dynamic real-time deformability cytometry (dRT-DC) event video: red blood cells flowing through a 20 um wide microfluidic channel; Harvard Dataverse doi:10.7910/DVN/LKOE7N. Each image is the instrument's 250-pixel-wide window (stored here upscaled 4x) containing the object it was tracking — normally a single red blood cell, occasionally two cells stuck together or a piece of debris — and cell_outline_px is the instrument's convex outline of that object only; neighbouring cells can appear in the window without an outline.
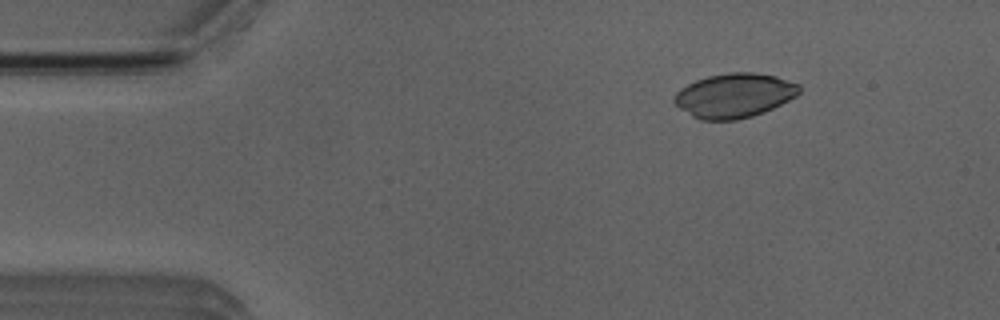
{"species": "Egyptian fruit bat (a non-hibernating species)", "species_latin": "Rousettus aegyptiacus", "temperature_condition": "room temperature", "stored_images_in_passage": 3, "camera_frame_rate_fps": 3000, "um_per_image_px": 0.085, "animal": {"sex": "male"}, "frame": {"image": 1, "passage_image": 2, "time_ms": 1.0, "image_size_px": [1000, 320], "cell_outline_px": [[800, 92], [796, 96], [764, 112], [752, 116], [736, 120], [700, 120], [692, 116], [680, 108], [672, 100], [672, 96], [680, 88], [696, 80], [708, 76], [728, 72], [756, 72], [776, 76], [800, 84]], "centroid_in_image_um": [62.4, 8.11], "position_along_channel_um": 22.6, "area_um2": 32.43}}